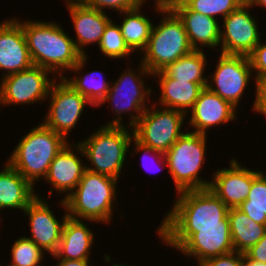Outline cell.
I'll use <instances>...</instances> for the list:
<instances>
[{
    "label": "cell",
    "instance_id": "obj_1",
    "mask_svg": "<svg viewBox=\"0 0 266 266\" xmlns=\"http://www.w3.org/2000/svg\"><path fill=\"white\" fill-rule=\"evenodd\" d=\"M175 196L155 230L160 243L174 251L196 232V227L229 226V208L209 188L182 191Z\"/></svg>",
    "mask_w": 266,
    "mask_h": 266
},
{
    "label": "cell",
    "instance_id": "obj_2",
    "mask_svg": "<svg viewBox=\"0 0 266 266\" xmlns=\"http://www.w3.org/2000/svg\"><path fill=\"white\" fill-rule=\"evenodd\" d=\"M13 17L23 27L34 65L51 71L57 78H63L78 63L82 55L75 47L71 32L64 30L58 21Z\"/></svg>",
    "mask_w": 266,
    "mask_h": 266
},
{
    "label": "cell",
    "instance_id": "obj_3",
    "mask_svg": "<svg viewBox=\"0 0 266 266\" xmlns=\"http://www.w3.org/2000/svg\"><path fill=\"white\" fill-rule=\"evenodd\" d=\"M137 62L138 66L133 68V66L127 65L117 79L111 80L107 96L97 107H102L104 104L109 105L112 114L115 115L103 125L133 127L153 102L154 97L151 96L155 90L147 82L149 78L152 79L153 74L139 60ZM152 98L153 100L150 101ZM124 116H127V122L123 121L125 120Z\"/></svg>",
    "mask_w": 266,
    "mask_h": 266
},
{
    "label": "cell",
    "instance_id": "obj_4",
    "mask_svg": "<svg viewBox=\"0 0 266 266\" xmlns=\"http://www.w3.org/2000/svg\"><path fill=\"white\" fill-rule=\"evenodd\" d=\"M118 185V179L86 169L76 188L64 200L68 217L110 225L115 208L119 209L116 205Z\"/></svg>",
    "mask_w": 266,
    "mask_h": 266
},
{
    "label": "cell",
    "instance_id": "obj_5",
    "mask_svg": "<svg viewBox=\"0 0 266 266\" xmlns=\"http://www.w3.org/2000/svg\"><path fill=\"white\" fill-rule=\"evenodd\" d=\"M95 129L89 136L77 141L83 150L84 162H87L86 169L120 180L129 159L132 127L100 125Z\"/></svg>",
    "mask_w": 266,
    "mask_h": 266
},
{
    "label": "cell",
    "instance_id": "obj_6",
    "mask_svg": "<svg viewBox=\"0 0 266 266\" xmlns=\"http://www.w3.org/2000/svg\"><path fill=\"white\" fill-rule=\"evenodd\" d=\"M68 142L41 122L19 139L6 161L36 187V183L44 180L51 162Z\"/></svg>",
    "mask_w": 266,
    "mask_h": 266
},
{
    "label": "cell",
    "instance_id": "obj_7",
    "mask_svg": "<svg viewBox=\"0 0 266 266\" xmlns=\"http://www.w3.org/2000/svg\"><path fill=\"white\" fill-rule=\"evenodd\" d=\"M153 13L161 15L153 25L146 48L141 52L140 62L152 73L163 71L180 57L191 53V47L182 20L171 9L154 5Z\"/></svg>",
    "mask_w": 266,
    "mask_h": 266
},
{
    "label": "cell",
    "instance_id": "obj_8",
    "mask_svg": "<svg viewBox=\"0 0 266 266\" xmlns=\"http://www.w3.org/2000/svg\"><path fill=\"white\" fill-rule=\"evenodd\" d=\"M207 137L209 135L186 130L165 153L167 174L172 178L176 194L209 188L211 177L207 179L201 173L203 166L207 164Z\"/></svg>",
    "mask_w": 266,
    "mask_h": 266
},
{
    "label": "cell",
    "instance_id": "obj_9",
    "mask_svg": "<svg viewBox=\"0 0 266 266\" xmlns=\"http://www.w3.org/2000/svg\"><path fill=\"white\" fill-rule=\"evenodd\" d=\"M185 123L184 112L159 107L152 102L132 127L133 138L140 144L165 154L186 132Z\"/></svg>",
    "mask_w": 266,
    "mask_h": 266
},
{
    "label": "cell",
    "instance_id": "obj_10",
    "mask_svg": "<svg viewBox=\"0 0 266 266\" xmlns=\"http://www.w3.org/2000/svg\"><path fill=\"white\" fill-rule=\"evenodd\" d=\"M58 78L49 70L33 65L0 78V107L47 103L52 84Z\"/></svg>",
    "mask_w": 266,
    "mask_h": 266
},
{
    "label": "cell",
    "instance_id": "obj_11",
    "mask_svg": "<svg viewBox=\"0 0 266 266\" xmlns=\"http://www.w3.org/2000/svg\"><path fill=\"white\" fill-rule=\"evenodd\" d=\"M46 101L49 103L48 110H46L48 112L43 116L42 123L69 142L72 141L69 134L83 118L85 107H94L63 78H58L52 84Z\"/></svg>",
    "mask_w": 266,
    "mask_h": 266
},
{
    "label": "cell",
    "instance_id": "obj_12",
    "mask_svg": "<svg viewBox=\"0 0 266 266\" xmlns=\"http://www.w3.org/2000/svg\"><path fill=\"white\" fill-rule=\"evenodd\" d=\"M218 55L214 72L207 74L206 87L239 110L243 107L240 103L247 88L249 89V83L254 82L249 57L223 53Z\"/></svg>",
    "mask_w": 266,
    "mask_h": 266
},
{
    "label": "cell",
    "instance_id": "obj_13",
    "mask_svg": "<svg viewBox=\"0 0 266 266\" xmlns=\"http://www.w3.org/2000/svg\"><path fill=\"white\" fill-rule=\"evenodd\" d=\"M37 197L25 208L22 212L23 216H27L30 236H26L32 240L39 248H41L46 256L54 255L59 247L62 229L65 220L68 218V212L65 201L58 200L59 207L61 206L64 213L59 218L56 217L54 209L49 205V198H46L40 193H36ZM47 252V253H46Z\"/></svg>",
    "mask_w": 266,
    "mask_h": 266
},
{
    "label": "cell",
    "instance_id": "obj_14",
    "mask_svg": "<svg viewBox=\"0 0 266 266\" xmlns=\"http://www.w3.org/2000/svg\"><path fill=\"white\" fill-rule=\"evenodd\" d=\"M252 10L250 6H239L220 22L218 53L247 57L252 53L263 37L259 21L252 15Z\"/></svg>",
    "mask_w": 266,
    "mask_h": 266
},
{
    "label": "cell",
    "instance_id": "obj_15",
    "mask_svg": "<svg viewBox=\"0 0 266 266\" xmlns=\"http://www.w3.org/2000/svg\"><path fill=\"white\" fill-rule=\"evenodd\" d=\"M231 157L228 167L215 168L209 189L228 207L238 208L248 198L253 180L262 172ZM255 169V170H254Z\"/></svg>",
    "mask_w": 266,
    "mask_h": 266
},
{
    "label": "cell",
    "instance_id": "obj_16",
    "mask_svg": "<svg viewBox=\"0 0 266 266\" xmlns=\"http://www.w3.org/2000/svg\"><path fill=\"white\" fill-rule=\"evenodd\" d=\"M237 111L242 112L243 110H238L229 101L205 87L200 91L195 104L186 114L188 127L185 129L208 135L211 129L214 131L217 127L219 129V127L227 125L228 122L235 123L239 119Z\"/></svg>",
    "mask_w": 266,
    "mask_h": 266
},
{
    "label": "cell",
    "instance_id": "obj_17",
    "mask_svg": "<svg viewBox=\"0 0 266 266\" xmlns=\"http://www.w3.org/2000/svg\"><path fill=\"white\" fill-rule=\"evenodd\" d=\"M83 159H85L83 150L76 141L68 142L56 155L44 178V181L52 187L46 194L49 199L55 190L59 196H63L60 198L65 200L76 188L86 170Z\"/></svg>",
    "mask_w": 266,
    "mask_h": 266
},
{
    "label": "cell",
    "instance_id": "obj_18",
    "mask_svg": "<svg viewBox=\"0 0 266 266\" xmlns=\"http://www.w3.org/2000/svg\"><path fill=\"white\" fill-rule=\"evenodd\" d=\"M33 65L22 25L13 16L0 21V78Z\"/></svg>",
    "mask_w": 266,
    "mask_h": 266
},
{
    "label": "cell",
    "instance_id": "obj_19",
    "mask_svg": "<svg viewBox=\"0 0 266 266\" xmlns=\"http://www.w3.org/2000/svg\"><path fill=\"white\" fill-rule=\"evenodd\" d=\"M187 259L202 260L234 252L230 226L196 227L177 249Z\"/></svg>",
    "mask_w": 266,
    "mask_h": 266
},
{
    "label": "cell",
    "instance_id": "obj_20",
    "mask_svg": "<svg viewBox=\"0 0 266 266\" xmlns=\"http://www.w3.org/2000/svg\"><path fill=\"white\" fill-rule=\"evenodd\" d=\"M64 7L67 8L73 23L75 34L72 37L75 47L82 56L88 55L86 46H95L94 44L98 46L107 24L113 18L108 12H102L83 4Z\"/></svg>",
    "mask_w": 266,
    "mask_h": 266
},
{
    "label": "cell",
    "instance_id": "obj_21",
    "mask_svg": "<svg viewBox=\"0 0 266 266\" xmlns=\"http://www.w3.org/2000/svg\"><path fill=\"white\" fill-rule=\"evenodd\" d=\"M171 9L182 20L189 43L194 50L219 51L221 26L218 19L191 11L183 3H178Z\"/></svg>",
    "mask_w": 266,
    "mask_h": 266
},
{
    "label": "cell",
    "instance_id": "obj_22",
    "mask_svg": "<svg viewBox=\"0 0 266 266\" xmlns=\"http://www.w3.org/2000/svg\"><path fill=\"white\" fill-rule=\"evenodd\" d=\"M85 221V222H84ZM91 220H78L68 217L65 220L60 244L53 259L91 260L92 248L96 241L94 230L89 229Z\"/></svg>",
    "mask_w": 266,
    "mask_h": 266
},
{
    "label": "cell",
    "instance_id": "obj_23",
    "mask_svg": "<svg viewBox=\"0 0 266 266\" xmlns=\"http://www.w3.org/2000/svg\"><path fill=\"white\" fill-rule=\"evenodd\" d=\"M4 163L0 170V210L23 212L37 197V192L8 161Z\"/></svg>",
    "mask_w": 266,
    "mask_h": 266
},
{
    "label": "cell",
    "instance_id": "obj_24",
    "mask_svg": "<svg viewBox=\"0 0 266 266\" xmlns=\"http://www.w3.org/2000/svg\"><path fill=\"white\" fill-rule=\"evenodd\" d=\"M153 82L159 86L157 101L154 104L164 108H171L185 114L193 107L203 87L198 83L174 80L164 71L153 74Z\"/></svg>",
    "mask_w": 266,
    "mask_h": 266
},
{
    "label": "cell",
    "instance_id": "obj_25",
    "mask_svg": "<svg viewBox=\"0 0 266 266\" xmlns=\"http://www.w3.org/2000/svg\"><path fill=\"white\" fill-rule=\"evenodd\" d=\"M89 55L81 56L78 63L68 72L63 79L69 84L75 91H78L81 95L87 98L94 107H97L99 103L107 96L110 89L111 79H105L104 72L99 70H91V72H85L83 69L86 67L87 61H89ZM82 71V72H81ZM85 72V74L83 73ZM74 76H70L69 74Z\"/></svg>",
    "mask_w": 266,
    "mask_h": 266
},
{
    "label": "cell",
    "instance_id": "obj_26",
    "mask_svg": "<svg viewBox=\"0 0 266 266\" xmlns=\"http://www.w3.org/2000/svg\"><path fill=\"white\" fill-rule=\"evenodd\" d=\"M143 7L140 6L129 11L118 13L120 16L119 19L122 20L118 24L123 38L129 48L139 55L146 48L154 25L153 19L150 20L148 18L149 16L146 17L145 9H142Z\"/></svg>",
    "mask_w": 266,
    "mask_h": 266
},
{
    "label": "cell",
    "instance_id": "obj_27",
    "mask_svg": "<svg viewBox=\"0 0 266 266\" xmlns=\"http://www.w3.org/2000/svg\"><path fill=\"white\" fill-rule=\"evenodd\" d=\"M228 220L236 252L244 254L265 235L266 225L254 222L238 208H229Z\"/></svg>",
    "mask_w": 266,
    "mask_h": 266
},
{
    "label": "cell",
    "instance_id": "obj_28",
    "mask_svg": "<svg viewBox=\"0 0 266 266\" xmlns=\"http://www.w3.org/2000/svg\"><path fill=\"white\" fill-rule=\"evenodd\" d=\"M207 56L205 50H193L171 63L163 71L174 80L198 83L205 88L208 77L205 73L208 71L207 67L211 66L208 65Z\"/></svg>",
    "mask_w": 266,
    "mask_h": 266
},
{
    "label": "cell",
    "instance_id": "obj_29",
    "mask_svg": "<svg viewBox=\"0 0 266 266\" xmlns=\"http://www.w3.org/2000/svg\"><path fill=\"white\" fill-rule=\"evenodd\" d=\"M116 22L112 19L107 24L105 32L98 44V50L103 54L102 56L109 58V60L113 59L114 61L115 59L119 61L122 59V61H131V56H133L134 52L126 44L120 26Z\"/></svg>",
    "mask_w": 266,
    "mask_h": 266
},
{
    "label": "cell",
    "instance_id": "obj_30",
    "mask_svg": "<svg viewBox=\"0 0 266 266\" xmlns=\"http://www.w3.org/2000/svg\"><path fill=\"white\" fill-rule=\"evenodd\" d=\"M238 209L254 222L266 225V171L253 180L248 198Z\"/></svg>",
    "mask_w": 266,
    "mask_h": 266
},
{
    "label": "cell",
    "instance_id": "obj_31",
    "mask_svg": "<svg viewBox=\"0 0 266 266\" xmlns=\"http://www.w3.org/2000/svg\"><path fill=\"white\" fill-rule=\"evenodd\" d=\"M12 242L9 252L11 260L5 266H45L46 254L32 240L21 235Z\"/></svg>",
    "mask_w": 266,
    "mask_h": 266
},
{
    "label": "cell",
    "instance_id": "obj_32",
    "mask_svg": "<svg viewBox=\"0 0 266 266\" xmlns=\"http://www.w3.org/2000/svg\"><path fill=\"white\" fill-rule=\"evenodd\" d=\"M182 3L191 11L216 18L219 21L240 6L236 0H184Z\"/></svg>",
    "mask_w": 266,
    "mask_h": 266
},
{
    "label": "cell",
    "instance_id": "obj_33",
    "mask_svg": "<svg viewBox=\"0 0 266 266\" xmlns=\"http://www.w3.org/2000/svg\"><path fill=\"white\" fill-rule=\"evenodd\" d=\"M131 146H133V147H131ZM129 148L133 149V150L129 149V154L132 157L137 156L138 154H140V155L142 154L141 158H140L142 165H140V166H142L147 172L153 171V173H154L157 170L162 171V169L168 168L164 153H161V152L155 151L149 147H146V146L140 144L139 142H137L134 138L131 140ZM151 160H153V161H151ZM153 163H155V164H153ZM150 165H151V168H150ZM153 167L156 169H154Z\"/></svg>",
    "mask_w": 266,
    "mask_h": 266
},
{
    "label": "cell",
    "instance_id": "obj_34",
    "mask_svg": "<svg viewBox=\"0 0 266 266\" xmlns=\"http://www.w3.org/2000/svg\"><path fill=\"white\" fill-rule=\"evenodd\" d=\"M83 5L102 12H107L108 10V13L110 9L113 12H117V14L143 6L141 0H85Z\"/></svg>",
    "mask_w": 266,
    "mask_h": 266
},
{
    "label": "cell",
    "instance_id": "obj_35",
    "mask_svg": "<svg viewBox=\"0 0 266 266\" xmlns=\"http://www.w3.org/2000/svg\"><path fill=\"white\" fill-rule=\"evenodd\" d=\"M255 76L266 74V41L263 39L256 45L248 56Z\"/></svg>",
    "mask_w": 266,
    "mask_h": 266
},
{
    "label": "cell",
    "instance_id": "obj_36",
    "mask_svg": "<svg viewBox=\"0 0 266 266\" xmlns=\"http://www.w3.org/2000/svg\"><path fill=\"white\" fill-rule=\"evenodd\" d=\"M243 253L231 252L226 255L211 257L200 261L198 266H242Z\"/></svg>",
    "mask_w": 266,
    "mask_h": 266
},
{
    "label": "cell",
    "instance_id": "obj_37",
    "mask_svg": "<svg viewBox=\"0 0 266 266\" xmlns=\"http://www.w3.org/2000/svg\"><path fill=\"white\" fill-rule=\"evenodd\" d=\"M253 85L255 86V99L252 104V112H257L266 104V74L254 76ZM255 83V84H254Z\"/></svg>",
    "mask_w": 266,
    "mask_h": 266
},
{
    "label": "cell",
    "instance_id": "obj_38",
    "mask_svg": "<svg viewBox=\"0 0 266 266\" xmlns=\"http://www.w3.org/2000/svg\"><path fill=\"white\" fill-rule=\"evenodd\" d=\"M245 254L257 262L266 263V232L261 240L252 246Z\"/></svg>",
    "mask_w": 266,
    "mask_h": 266
},
{
    "label": "cell",
    "instance_id": "obj_39",
    "mask_svg": "<svg viewBox=\"0 0 266 266\" xmlns=\"http://www.w3.org/2000/svg\"><path fill=\"white\" fill-rule=\"evenodd\" d=\"M55 260L57 264L52 266H92L90 260L54 259V261Z\"/></svg>",
    "mask_w": 266,
    "mask_h": 266
},
{
    "label": "cell",
    "instance_id": "obj_40",
    "mask_svg": "<svg viewBox=\"0 0 266 266\" xmlns=\"http://www.w3.org/2000/svg\"><path fill=\"white\" fill-rule=\"evenodd\" d=\"M151 1L141 0L142 4L144 6H146L145 4L147 2H150L151 3ZM152 2H153L152 3V6H150V7H153V5L155 4V6L160 7L162 9L172 8L174 5L178 4V0H153Z\"/></svg>",
    "mask_w": 266,
    "mask_h": 266
},
{
    "label": "cell",
    "instance_id": "obj_41",
    "mask_svg": "<svg viewBox=\"0 0 266 266\" xmlns=\"http://www.w3.org/2000/svg\"><path fill=\"white\" fill-rule=\"evenodd\" d=\"M242 266H266V263L257 262L250 259L245 253L243 254Z\"/></svg>",
    "mask_w": 266,
    "mask_h": 266
},
{
    "label": "cell",
    "instance_id": "obj_42",
    "mask_svg": "<svg viewBox=\"0 0 266 266\" xmlns=\"http://www.w3.org/2000/svg\"><path fill=\"white\" fill-rule=\"evenodd\" d=\"M103 255H104V256H102V258L104 259L103 262L108 263L111 266H132V265L125 264V262L124 263L123 262L122 263H120V262L116 263V261L114 262L113 261L114 259L113 258L111 259V257H112V256H110L111 254L106 253Z\"/></svg>",
    "mask_w": 266,
    "mask_h": 266
},
{
    "label": "cell",
    "instance_id": "obj_43",
    "mask_svg": "<svg viewBox=\"0 0 266 266\" xmlns=\"http://www.w3.org/2000/svg\"><path fill=\"white\" fill-rule=\"evenodd\" d=\"M249 6L253 9H254V6L259 7V8L263 7L264 9L262 8L261 10H265L266 9V0H252L251 4Z\"/></svg>",
    "mask_w": 266,
    "mask_h": 266
},
{
    "label": "cell",
    "instance_id": "obj_44",
    "mask_svg": "<svg viewBox=\"0 0 266 266\" xmlns=\"http://www.w3.org/2000/svg\"><path fill=\"white\" fill-rule=\"evenodd\" d=\"M64 1V5L66 4V6L69 5H79V4H84L85 0H63Z\"/></svg>",
    "mask_w": 266,
    "mask_h": 266
},
{
    "label": "cell",
    "instance_id": "obj_45",
    "mask_svg": "<svg viewBox=\"0 0 266 266\" xmlns=\"http://www.w3.org/2000/svg\"><path fill=\"white\" fill-rule=\"evenodd\" d=\"M240 6H249L252 0H236Z\"/></svg>",
    "mask_w": 266,
    "mask_h": 266
},
{
    "label": "cell",
    "instance_id": "obj_46",
    "mask_svg": "<svg viewBox=\"0 0 266 266\" xmlns=\"http://www.w3.org/2000/svg\"><path fill=\"white\" fill-rule=\"evenodd\" d=\"M259 115H261L262 117L265 116L266 117V104L257 112ZM266 119V118H265Z\"/></svg>",
    "mask_w": 266,
    "mask_h": 266
},
{
    "label": "cell",
    "instance_id": "obj_47",
    "mask_svg": "<svg viewBox=\"0 0 266 266\" xmlns=\"http://www.w3.org/2000/svg\"><path fill=\"white\" fill-rule=\"evenodd\" d=\"M2 212H3V211L0 210V229H1V227H2L1 225H3V224H2V221H4V220H2L4 217L1 216V215H2L1 213H2ZM1 217H2V218H1Z\"/></svg>",
    "mask_w": 266,
    "mask_h": 266
}]
</instances>
